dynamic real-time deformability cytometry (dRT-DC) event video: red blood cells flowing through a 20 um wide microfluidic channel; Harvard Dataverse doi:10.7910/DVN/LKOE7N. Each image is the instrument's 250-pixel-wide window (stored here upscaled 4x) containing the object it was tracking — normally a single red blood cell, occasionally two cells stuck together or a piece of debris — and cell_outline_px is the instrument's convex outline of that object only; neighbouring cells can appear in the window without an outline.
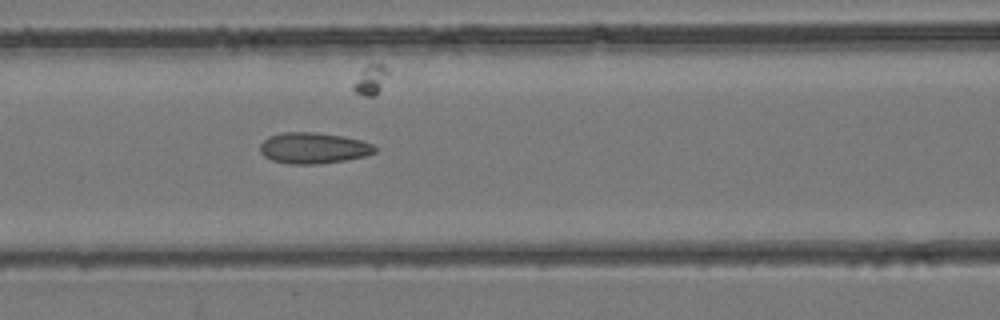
{"species": "common noctule bat (a hibernating species)", "species_latin": "Nyctalus noctula", "temperature_condition": "room temperature", "stored_images_in_passage": 5, "camera_frame_rate_fps": 3000, "um_per_image_px": 0.085, "animal": {"sex": "female", "body_mass_g": 24.6, "forearm_length_mm": 56.2}, "frame": {"image": 1, "passage_image": 5, "time_ms": 1.333, "image_size_px": [1000, 320], "cell_outline_px": [[376, 152], [364, 156], [344, 160], [316, 164], [288, 164], [272, 160], [264, 156], [260, 152], [260, 144], [268, 136], [280, 132], [316, 132], [340, 136], [360, 140], [372, 144], [376, 148]], "centroid_in_image_um": [26.59, 12.58], "position_along_channel_um": 140.0, "area_um2": 20.69}}